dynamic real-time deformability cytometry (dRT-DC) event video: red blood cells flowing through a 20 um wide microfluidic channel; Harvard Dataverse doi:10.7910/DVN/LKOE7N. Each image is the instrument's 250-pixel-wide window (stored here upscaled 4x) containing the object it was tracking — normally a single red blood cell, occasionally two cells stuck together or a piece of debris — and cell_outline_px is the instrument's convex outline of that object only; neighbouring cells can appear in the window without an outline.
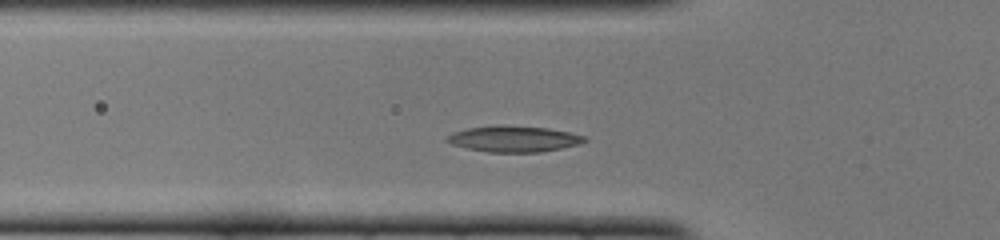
{"species": "common noctule bat (a hibernating species)", "species_latin": "Nyctalus noctula", "temperature_condition": "cold", "stored_images_in_passage": 30, "camera_frame_rate_fps": 3000, "um_per_image_px": 0.085, "animal": {"sex": "female", "body_mass_g": 22.0, "forearm_length_mm": 56.7}, "frame": {"image": 1, "passage_image": 6, "time_ms": 1.667, "image_size_px": [1000, 240], "cell_outline_px": [[588, 140], [580, 144], [540, 152], [488, 152], [468, 148], [452, 144], [444, 140], [452, 132], [468, 128], [496, 124], [500, 124], [548, 128], [568, 132], [584, 136]], "centroid_in_image_um": [43.65, 11.79], "position_along_channel_um": 82.1, "area_um2": 20.92}}
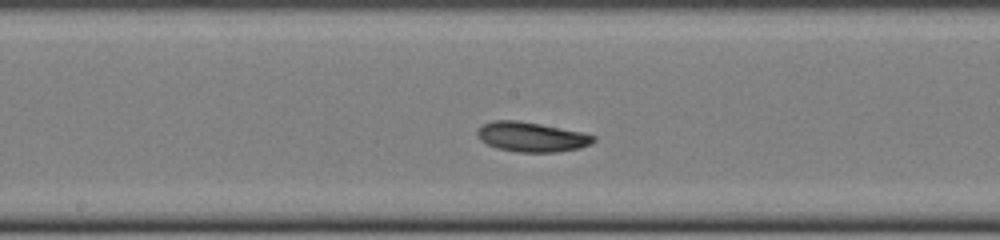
{"frame": {"image": 2, "passage_image": 15, "time_ms": 4.667, "image_size_px": [1000, 240], "cell_outline_px": [[596, 140], [580, 148], [556, 152], [516, 152], [496, 148], [480, 140], [476, 136], [476, 132], [484, 124], [492, 120], [516, 120], [540, 124], [580, 132], [596, 136]], "centroid_in_image_um": [45.14, 11.64], "position_along_channel_um": 203.1, "area_um2": 20.0}}
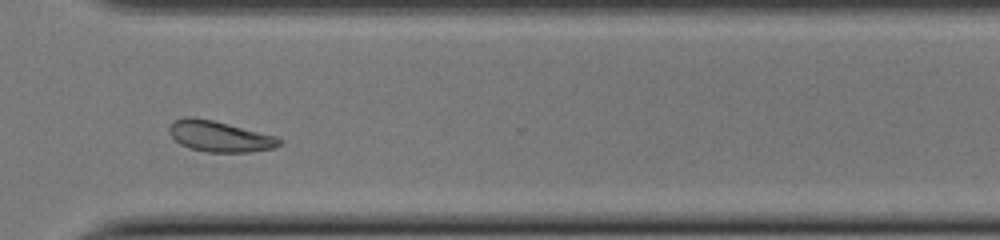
{"frame": {"image": 3, "passage_image": 26, "time_ms": 8.333, "image_size_px": [1000, 240], "cell_outline_px": [[284, 140], [280, 144], [272, 148], [252, 152], [204, 152], [188, 148], [180, 144], [168, 132], [168, 128], [176, 120], [184, 116], [192, 116], [212, 120], [276, 136]], "centroid_in_image_um": [18.65, 11.6], "position_along_channel_um": 351.9, "area_um2": 19.77}, "authors_computed_cell_mechanics": {"area_um2": 19.9121, "velocity_mm_per_s": 4.0367, "shape_relaxation_time_tau1_ms": 3.2792, "shape_relaxation_time_tau2_ms": 9.0526, "deformation_change_tau1": 0.0991, "deformation_change_tau2": 0.1448}}